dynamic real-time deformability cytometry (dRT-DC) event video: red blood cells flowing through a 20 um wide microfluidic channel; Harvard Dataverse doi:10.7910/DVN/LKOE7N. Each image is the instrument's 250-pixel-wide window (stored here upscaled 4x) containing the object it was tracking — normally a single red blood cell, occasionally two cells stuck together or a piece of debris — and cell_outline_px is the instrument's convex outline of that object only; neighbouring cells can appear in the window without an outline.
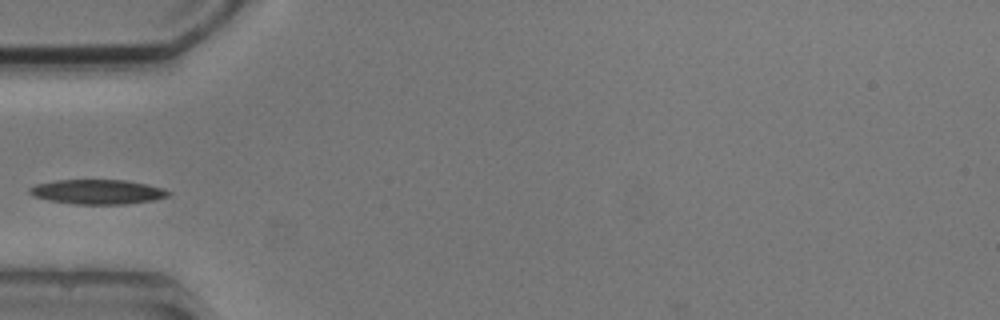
{"species": "common noctule bat (a hibernating species)", "species_latin": "Nyctalus noctula", "temperature_condition": "cold", "stored_images_in_passage": 3, "camera_frame_rate_fps": 3000, "um_per_image_px": 0.085, "animal": {"sex": "male", "body_mass_g": 20.5, "forearm_length_mm": 52.5}, "frame": {"image": 1, "passage_image": 3, "time_ms": 2.333, "image_size_px": [1000, 320], "cell_outline_px": [[172, 192], [168, 196], [152, 200], [128, 204], [76, 204], [48, 200], [32, 196], [28, 192], [28, 188], [36, 184], [56, 180], [124, 180], [148, 184], [164, 188]], "centroid_in_image_um": [8.29, 16.3], "position_along_channel_um": 76.7, "area_um2": 20.0}}